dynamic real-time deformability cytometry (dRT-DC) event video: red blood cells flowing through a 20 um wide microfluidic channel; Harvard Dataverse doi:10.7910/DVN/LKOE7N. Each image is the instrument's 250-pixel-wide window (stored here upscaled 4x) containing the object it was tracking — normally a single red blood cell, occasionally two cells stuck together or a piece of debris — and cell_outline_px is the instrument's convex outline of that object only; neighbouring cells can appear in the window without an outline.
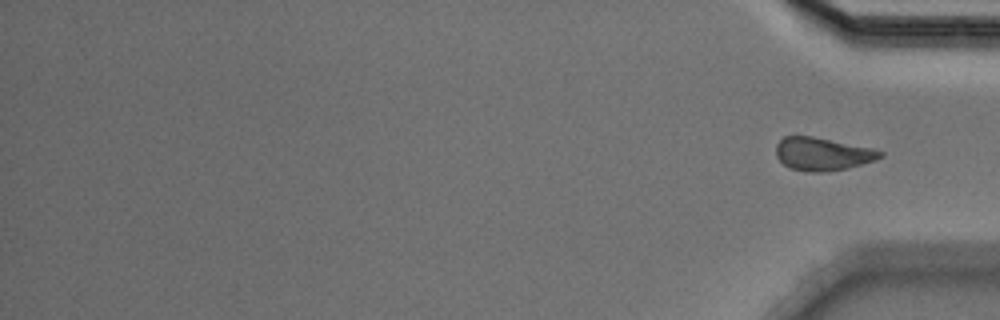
{"species": "Egyptian fruit bat (a non-hibernating species)", "species_latin": "Rousettus aegyptiacus", "temperature_condition": "cold", "stored_images_in_passage": 52, "segment_of_instrument_passage": [2, 2], "camera_frame_rate_fps": 3000, "um_per_image_px": 0.085, "animal": {"sex": "male"}, "frame": {"image": 1, "passage_image": 52, "time_ms": 17.0, "image_size_px": [1000, 320], "cell_outline_px": [[884, 156], [876, 160], [848, 168], [820, 172], [812, 172], [792, 168], [784, 164], [776, 156], [776, 144], [784, 136], [812, 136], [872, 148], [884, 152]], "centroid_in_image_um": [69.93, 13.08], "position_along_channel_um": 365.3, "area_um2": 19.88}}